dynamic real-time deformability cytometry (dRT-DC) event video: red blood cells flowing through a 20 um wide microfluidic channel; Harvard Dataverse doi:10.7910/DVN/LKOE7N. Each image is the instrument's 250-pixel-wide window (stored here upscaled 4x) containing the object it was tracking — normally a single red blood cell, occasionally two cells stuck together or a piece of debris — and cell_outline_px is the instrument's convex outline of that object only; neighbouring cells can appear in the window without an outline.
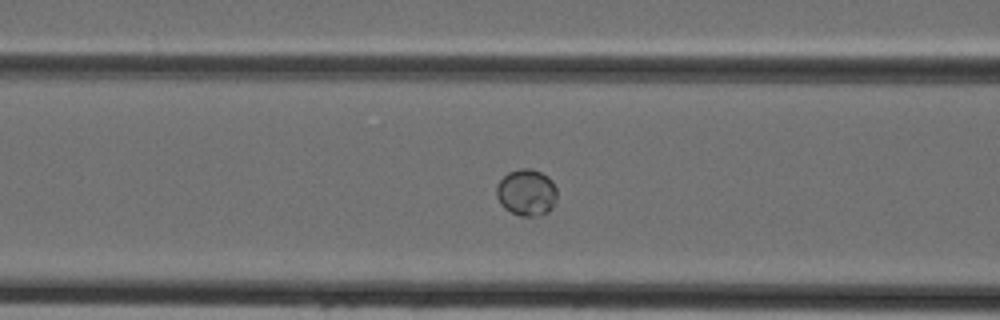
{"species": "Egyptian fruit bat (a non-hibernating species)", "species_latin": "Rousettus aegyptiacus", "temperature_condition": "cold", "stored_images_in_passage": 37, "camera_frame_rate_fps": 3000, "um_per_image_px": 0.085, "animal": {"sex": "female"}, "frame": {"image": 1, "passage_image": 9, "time_ms": 2.667, "image_size_px": [1000, 320], "cell_outline_px": [[556, 200], [552, 208], [548, 212], [536, 216], [520, 216], [504, 208], [500, 204], [496, 196], [496, 184], [508, 172], [520, 168], [532, 168], [548, 176], [552, 180], [556, 188]], "centroid_in_image_um": [44.75, 16.35], "position_along_channel_um": 121.9, "area_um2": 16.65}}
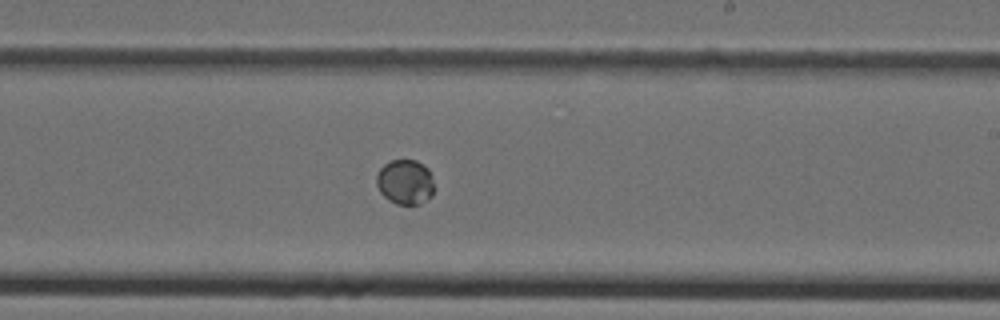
{"frame": {"image": 2, "passage_image": 18, "time_ms": 5.667, "image_size_px": [1000, 320], "cell_outline_px": [[432, 196], [428, 200], [420, 204], [396, 204], [388, 200], [380, 192], [376, 184], [376, 176], [380, 168], [384, 164], [392, 160], [416, 160], [428, 168], [432, 176]], "centroid_in_image_um": [34.42, 15.47], "position_along_channel_um": 254.6, "area_um2": 15.14}}
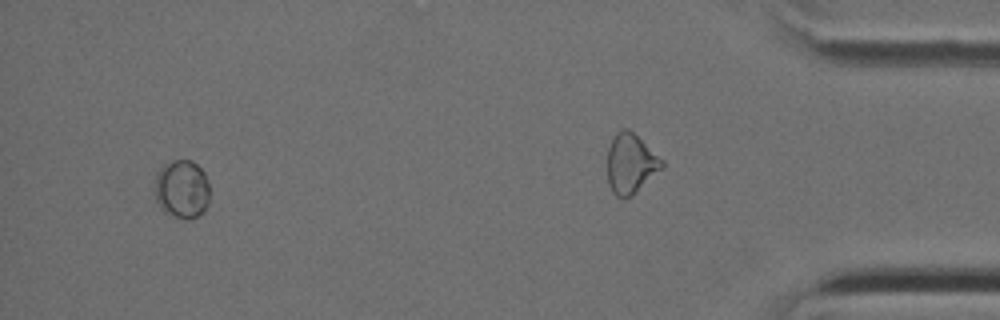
{"frame": {"image": 3, "passage_image": 34, "time_ms": 11.0, "image_size_px": [1000, 320], "cell_outline_px": [[208, 204], [204, 212], [188, 220], [168, 216], [160, 208], [156, 200], [156, 176], [160, 168], [164, 164], [172, 160], [192, 160], [204, 172], [208, 180]], "centroid_in_image_um": [15.47, 16.1], "position_along_channel_um": 419.7, "area_um2": 18.9}}